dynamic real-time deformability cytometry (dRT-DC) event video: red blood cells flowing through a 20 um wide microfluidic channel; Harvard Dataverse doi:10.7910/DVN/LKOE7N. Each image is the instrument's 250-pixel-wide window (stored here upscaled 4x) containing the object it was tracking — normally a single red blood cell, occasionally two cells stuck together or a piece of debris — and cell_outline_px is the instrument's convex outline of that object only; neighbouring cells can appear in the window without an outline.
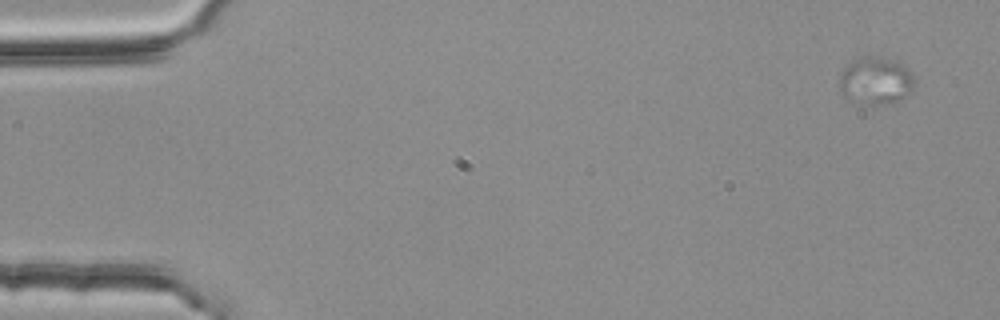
{"species": "common noctule bat (a hibernating species)", "species_latin": "Nyctalus noctula", "temperature_condition": "room temperature", "stored_images_in_passage": 5, "camera_frame_rate_fps": 3000, "um_per_image_px": 0.085, "animal": {"sex": "female", "body_mass_g": 25.1}, "frame": {"image": 1, "passage_image": 1, "time_ms": 0.0, "image_size_px": [1000, 320], "cell_outline_px": [[912, 88], [904, 96], [896, 100], [876, 104], [868, 104], [848, 100], [840, 88], [840, 76], [844, 68], [856, 56], [872, 56], [896, 60], [908, 68], [912, 72]], "centroid_in_image_um": [74.39, 6.81], "position_along_channel_um": 10.6, "area_um2": 20.35}}
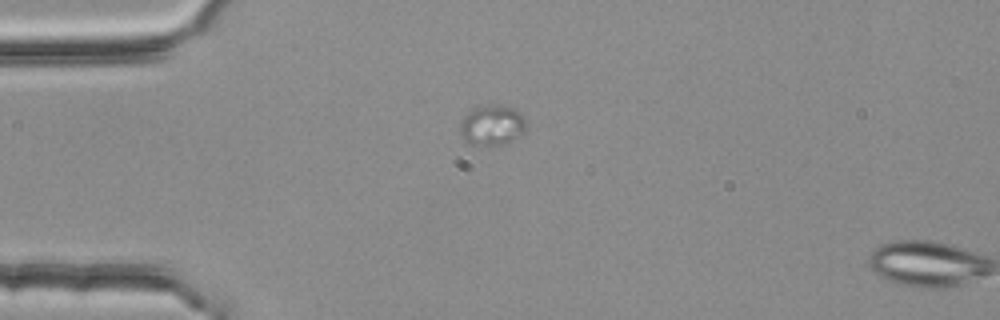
{"frame": {"image": 2, "passage_image": 4, "time_ms": 1.0, "image_size_px": [1000, 320], "cell_outline_px": [[524, 132], [500, 144], [468, 144], [460, 136], [460, 124], [464, 116], [468, 112], [480, 104], [496, 104], [512, 108], [524, 116]], "centroid_in_image_um": [41.75, 10.6], "position_along_channel_um": 43.2, "area_um2": 15.2}}